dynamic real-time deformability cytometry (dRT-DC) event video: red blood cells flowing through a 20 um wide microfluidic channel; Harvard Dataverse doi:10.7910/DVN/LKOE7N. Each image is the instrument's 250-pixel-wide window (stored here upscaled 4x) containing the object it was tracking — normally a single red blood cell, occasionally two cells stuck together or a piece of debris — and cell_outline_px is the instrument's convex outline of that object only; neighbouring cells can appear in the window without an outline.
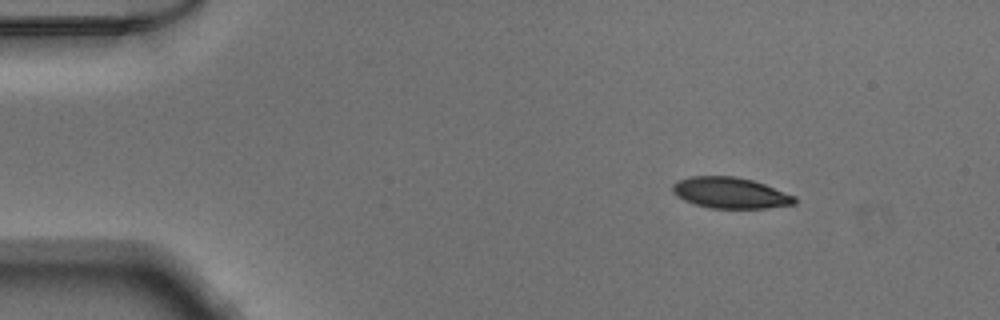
{"species": "Egyptian fruit bat (a non-hibernating species)", "species_latin": "Rousettus aegyptiacus", "temperature_condition": "warm", "stored_images_in_passage": 44, "camera_frame_rate_fps": 3000, "um_per_image_px": 0.085, "animal": {"sex": "male"}, "frame": {"image": 1, "passage_image": 1, "time_ms": 0.0, "image_size_px": [1000, 320], "cell_outline_px": [[796, 204], [764, 208], [708, 208], [684, 200], [676, 196], [672, 192], [672, 184], [680, 180], [692, 176], [736, 176], [752, 180], [764, 184], [796, 196]], "centroid_in_image_um": [62.07, 16.39], "position_along_channel_um": 22.9, "area_um2": 22.02}}
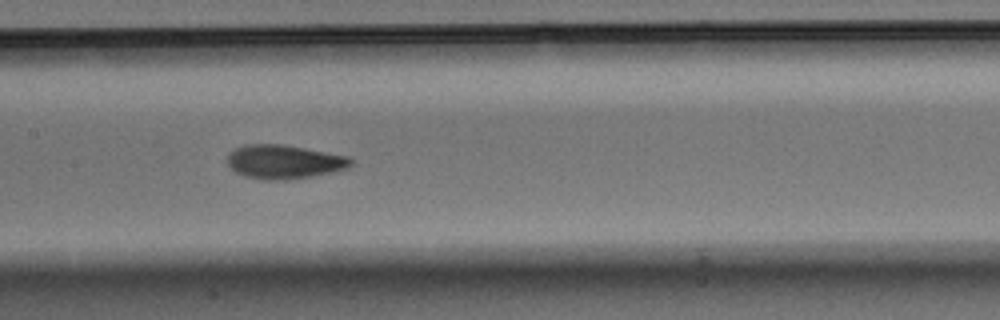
{"frame": {"image": 2, "passage_image": 19, "time_ms": 6.0, "image_size_px": [1000, 320], "cell_outline_px": [[352, 164], [348, 168], [332, 172], [312, 176], [284, 180], [264, 180], [244, 176], [236, 172], [228, 164], [228, 152], [244, 144], [280, 144], [348, 156], [352, 160]], "centroid_in_image_um": [24.13, 13.75], "position_along_channel_um": 183.3, "area_um2": 24.28}}
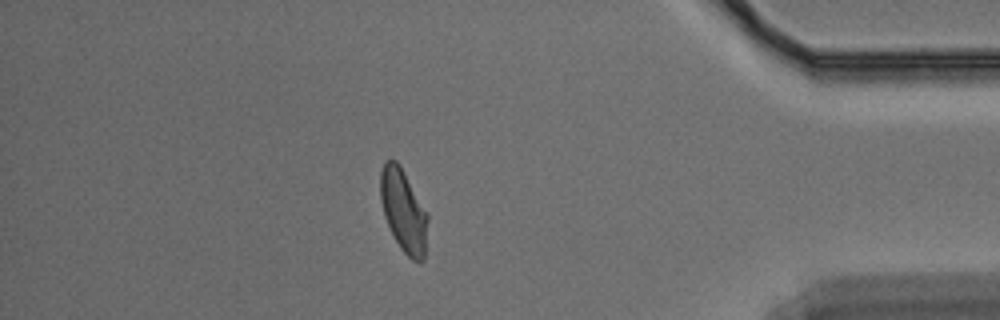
{"frame": {"image": 3, "passage_image": 38, "time_ms": 12.333, "image_size_px": [1000, 320], "cell_outline_px": [[428, 220], [424, 260], [412, 260], [400, 248], [384, 216], [380, 200], [380, 172], [384, 160], [396, 160], [400, 164], [428, 212]], "centroid_in_image_um": [34.3, 17.86], "position_along_channel_um": 400.9, "area_um2": 22.95}}